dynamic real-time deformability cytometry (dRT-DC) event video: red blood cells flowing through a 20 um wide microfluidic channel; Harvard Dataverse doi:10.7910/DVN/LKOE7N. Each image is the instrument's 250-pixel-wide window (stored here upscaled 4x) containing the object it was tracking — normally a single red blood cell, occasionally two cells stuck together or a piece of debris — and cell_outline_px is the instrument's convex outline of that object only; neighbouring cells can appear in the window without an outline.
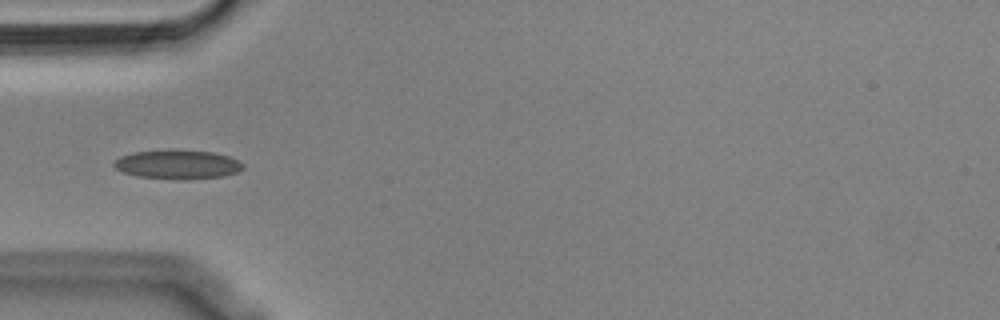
{"species": "Egyptian fruit bat (a non-hibernating species)", "species_latin": "Rousettus aegyptiacus", "temperature_condition": "cold", "stored_images_in_passage": 39, "camera_frame_rate_fps": 3000, "um_per_image_px": 0.085, "animal": {"sex": "male"}, "frame": {"image": 1, "passage_image": 1, "time_ms": 0.0, "image_size_px": [1000, 320], "cell_outline_px": [[244, 168], [236, 172], [224, 176], [176, 180], [136, 176], [124, 172], [116, 168], [112, 164], [120, 156], [132, 152], [168, 148], [176, 148], [212, 152], [228, 156], [244, 164]], "centroid_in_image_um": [15.06, 13.95], "position_along_channel_um": 69.9, "area_um2": 22.31}}
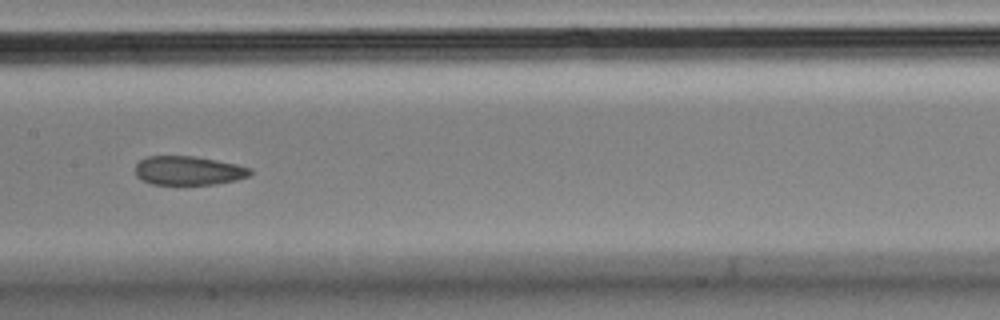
{"frame": {"image": 2, "passage_image": 11, "time_ms": 3.333, "image_size_px": [1000, 320], "cell_outline_px": [[252, 172], [248, 176], [236, 180], [216, 184], [152, 184], [136, 176], [136, 164], [140, 160], [148, 156], [196, 156], [236, 164], [252, 168]], "centroid_in_image_um": [16.04, 14.49], "position_along_channel_um": 191.4, "area_um2": 19.31}}
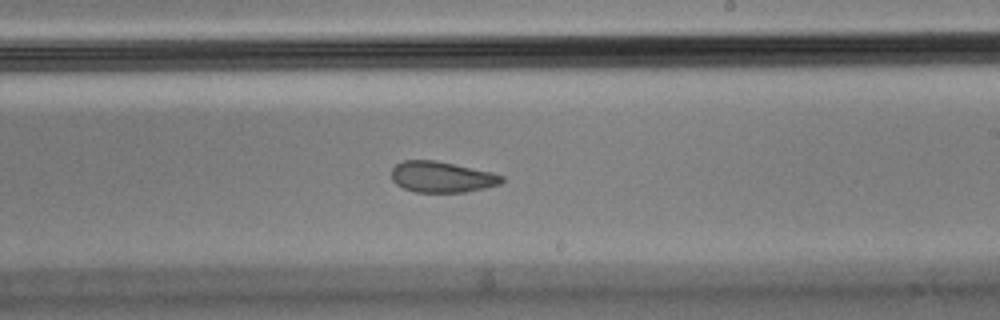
{"frame": {"image": 3, "passage_image": 16, "time_ms": 5.0, "image_size_px": [1000, 320], "cell_outline_px": [[504, 180], [500, 184], [484, 188], [464, 192], [416, 192], [404, 188], [396, 184], [392, 180], [392, 168], [396, 164], [404, 160], [436, 160], [492, 172], [504, 176]], "centroid_in_image_um": [37.55, 15.03], "position_along_channel_um": 251.4, "area_um2": 19.88}}